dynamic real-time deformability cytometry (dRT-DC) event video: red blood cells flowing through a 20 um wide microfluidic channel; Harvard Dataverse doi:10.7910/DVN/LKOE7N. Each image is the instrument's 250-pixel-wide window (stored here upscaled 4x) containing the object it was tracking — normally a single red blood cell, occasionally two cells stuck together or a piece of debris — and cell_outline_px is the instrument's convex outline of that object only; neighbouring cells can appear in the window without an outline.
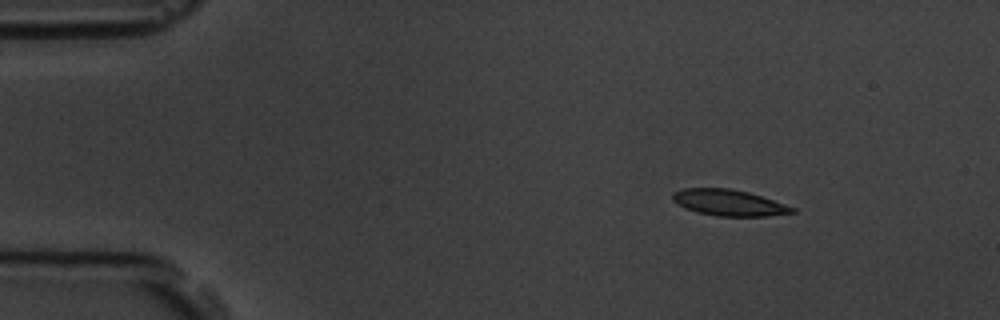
{"species": "common noctule bat (a hibernating species)", "species_latin": "Nyctalus noctula", "temperature_condition": "room temperature", "stored_images_in_passage": 3, "camera_frame_rate_fps": 3000, "um_per_image_px": 0.085, "animal": {"sex": "male", "body_mass_g": 19.5, "forearm_length_mm": 54.6}, "frame": {"image": 1, "passage_image": 1, "time_ms": 0.0, "image_size_px": [1000, 320], "cell_outline_px": [[796, 212], [768, 216], [716, 216], [696, 212], [684, 208], [676, 204], [672, 200], [672, 192], [684, 188], [732, 188], [748, 192], [796, 208]], "centroid_in_image_um": [61.9, 17.23], "position_along_channel_um": 23.1, "area_um2": 18.32}}
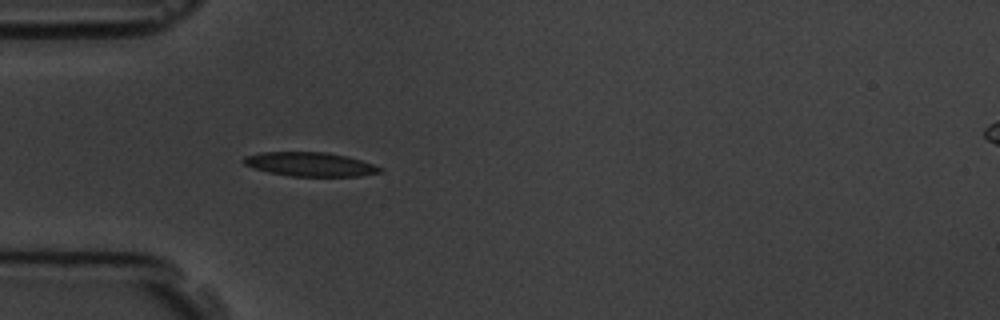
{"frame": {"image": 2, "passage_image": 3, "time_ms": 3.0, "image_size_px": [1000, 320], "cell_outline_px": [[384, 168], [380, 172], [360, 176], [288, 176], [268, 172], [252, 168], [244, 164], [240, 160], [244, 156], [260, 152], [328, 152], [348, 156]], "centroid_in_image_um": [26.31, 13.96], "position_along_channel_um": 58.7, "area_um2": 19.25}}